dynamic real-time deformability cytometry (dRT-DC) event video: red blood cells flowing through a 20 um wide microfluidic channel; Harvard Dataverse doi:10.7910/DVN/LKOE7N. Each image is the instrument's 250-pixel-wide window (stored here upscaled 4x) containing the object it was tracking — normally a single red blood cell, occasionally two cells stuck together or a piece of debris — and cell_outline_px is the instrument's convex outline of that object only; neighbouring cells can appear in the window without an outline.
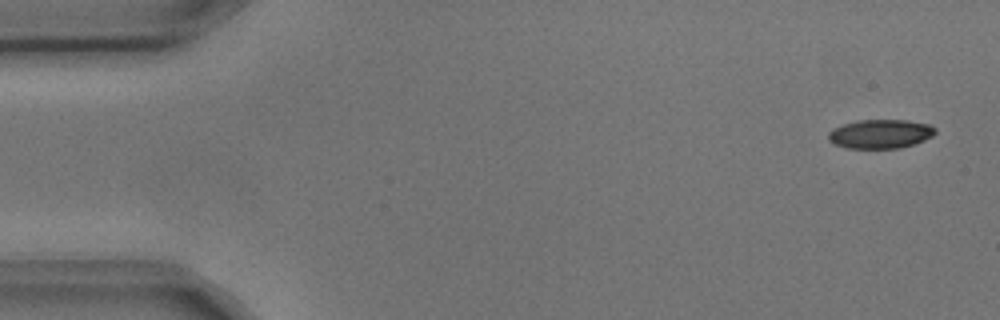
{"species": "common noctule bat (a hibernating species)", "species_latin": "Nyctalus noctula", "temperature_condition": "cold", "stored_images_in_passage": 4, "camera_frame_rate_fps": 3000, "um_per_image_px": 0.085, "animal": {"sex": "male", "body_mass_g": 17.9, "forearm_length_mm": 54.2}, "frame": {"image": 1, "passage_image": 1, "time_ms": 0.0, "image_size_px": [1000, 320], "cell_outline_px": [[936, 132], [932, 136], [924, 140], [900, 148], [844, 148], [832, 144], [828, 140], [828, 132], [832, 128], [856, 120], [908, 120], [928, 124], [936, 128]], "centroid_in_image_um": [74.79, 11.38], "position_along_channel_um": 10.2, "area_um2": 18.21}}
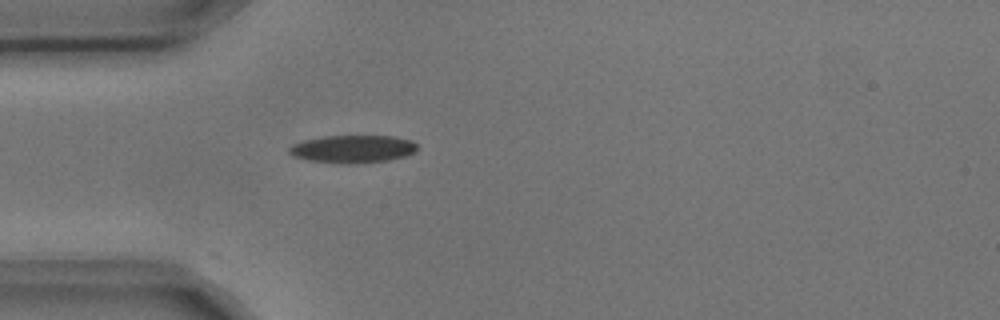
{"frame": {"image": 2, "passage_image": 4, "time_ms": 1.0, "image_size_px": [1000, 320], "cell_outline_px": [[416, 152], [404, 156], [388, 160], [348, 164], [308, 160], [292, 156], [288, 152], [288, 148], [292, 144], [304, 140], [324, 136], [392, 136], [412, 140], [416, 144]], "centroid_in_image_um": [29.96, 12.66], "position_along_channel_um": 55.0, "area_um2": 20.63}}